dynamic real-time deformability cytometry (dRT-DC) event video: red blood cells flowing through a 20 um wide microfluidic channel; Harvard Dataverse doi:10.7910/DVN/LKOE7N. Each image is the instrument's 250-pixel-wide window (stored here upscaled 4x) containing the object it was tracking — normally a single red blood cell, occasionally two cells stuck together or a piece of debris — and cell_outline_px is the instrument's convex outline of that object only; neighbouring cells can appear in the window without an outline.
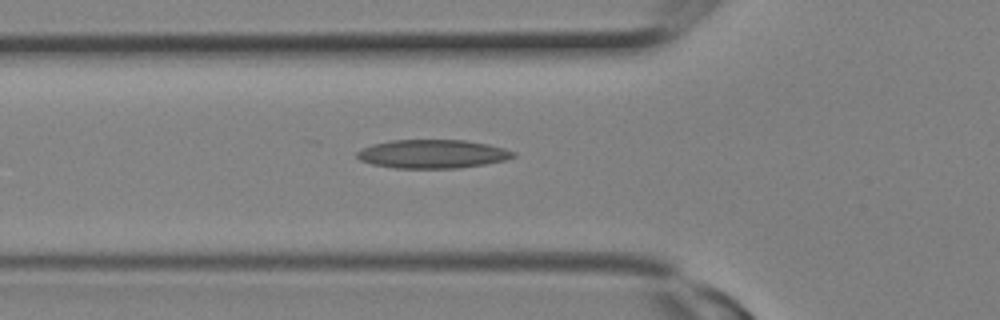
{"species": "Egyptian fruit bat (a non-hibernating species)", "species_latin": "Rousettus aegyptiacus", "temperature_condition": "room temperature", "stored_images_in_passage": 13, "camera_frame_rate_fps": 3000, "um_per_image_px": 0.085, "animal": {"sex": "female"}, "frame": {"image": 1, "passage_image": 8, "time_ms": 2.333, "image_size_px": [1000, 320], "cell_outline_px": [[516, 156], [504, 160], [484, 164], [460, 168], [392, 168], [372, 164], [360, 160], [356, 156], [356, 152], [372, 144], [392, 140], [464, 140], [488, 144], [504, 148], [516, 152]], "centroid_in_image_um": [36.76, 13.09], "position_along_channel_um": 89.0, "area_um2": 26.07}}
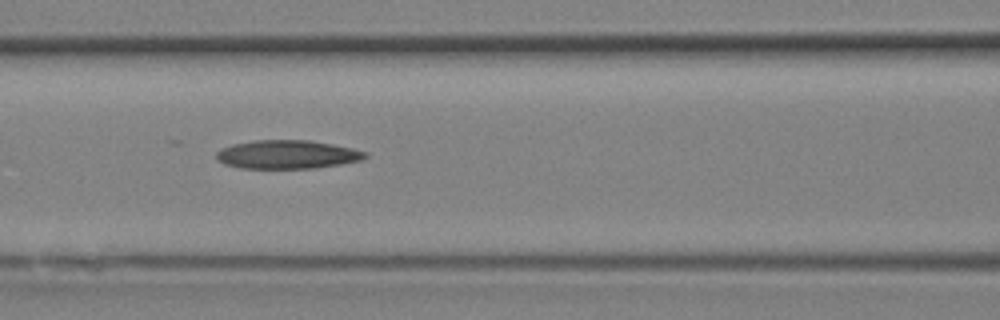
{"frame": {"image": 2, "passage_image": 10, "time_ms": 3.0, "image_size_px": [1000, 320], "cell_outline_px": [[368, 156], [360, 160], [340, 164], [316, 168], [240, 168], [224, 164], [216, 160], [216, 152], [232, 144], [252, 140], [308, 140], [332, 144], [352, 148], [368, 152]], "centroid_in_image_um": [24.4, 13.13], "position_along_channel_um": 142.2, "area_um2": 24.8}}